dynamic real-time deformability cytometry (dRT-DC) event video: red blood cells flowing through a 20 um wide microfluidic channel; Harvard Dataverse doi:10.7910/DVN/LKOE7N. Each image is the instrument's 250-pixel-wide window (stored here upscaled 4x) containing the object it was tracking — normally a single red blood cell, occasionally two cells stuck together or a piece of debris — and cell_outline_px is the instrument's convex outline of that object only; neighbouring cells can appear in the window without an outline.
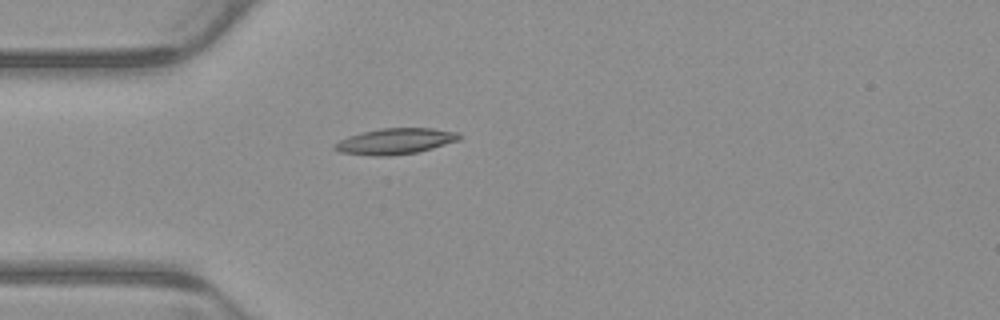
{"species": "common noctule bat (a hibernating species)", "species_latin": "Nyctalus noctula", "temperature_condition": "warm", "stored_images_in_passage": 3, "camera_frame_rate_fps": 3000, "um_per_image_px": 0.085, "animal": {"sex": "male", "body_mass_g": 23.1, "forearm_length_mm": 52.7}, "frame": {"image": 1, "passage_image": 3, "time_ms": 0.667, "image_size_px": [1000, 320], "cell_outline_px": [[460, 140], [432, 148], [416, 152], [388, 156], [376, 156], [340, 152], [332, 148], [332, 144], [348, 136], [380, 128], [432, 128], [460, 132]], "centroid_in_image_um": [33.6, 12.0], "position_along_channel_um": 51.4, "area_um2": 18.79}}